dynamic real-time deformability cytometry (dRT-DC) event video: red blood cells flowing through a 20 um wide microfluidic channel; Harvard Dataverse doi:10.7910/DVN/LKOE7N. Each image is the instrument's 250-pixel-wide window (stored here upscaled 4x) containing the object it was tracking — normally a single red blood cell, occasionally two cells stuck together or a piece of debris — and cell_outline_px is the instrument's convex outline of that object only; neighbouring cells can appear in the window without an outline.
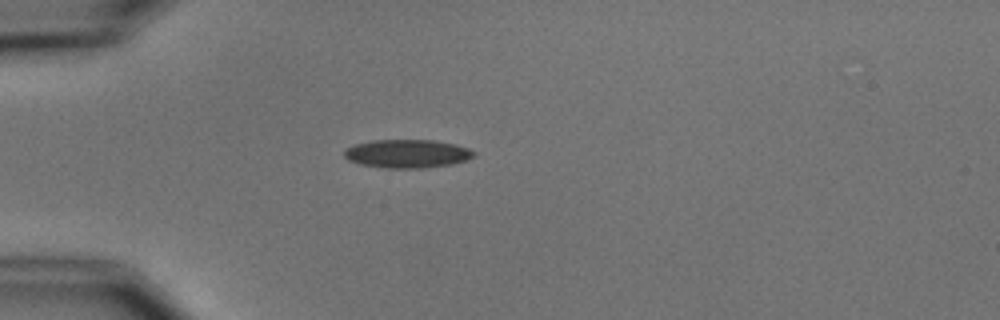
{"species": "common noctule bat (a hibernating species)", "species_latin": "Nyctalus noctula", "temperature_condition": "cold", "stored_images_in_passage": 2, "camera_frame_rate_fps": 3000, "um_per_image_px": 0.085, "animal": {"sex": "male", "body_mass_g": 15.6}, "frame": {"image": 1, "passage_image": 1, "time_ms": 0.0, "image_size_px": [1000, 320], "cell_outline_px": [[476, 156], [452, 164], [420, 168], [388, 168], [360, 164], [348, 160], [344, 156], [344, 148], [356, 144], [372, 140], [432, 140], [456, 144], [468, 148], [476, 152]], "centroid_in_image_um": [34.61, 13.06], "position_along_channel_um": 50.4, "area_um2": 21.44}}